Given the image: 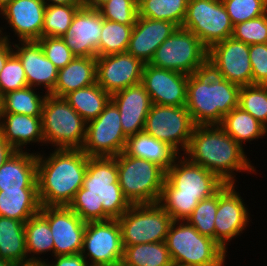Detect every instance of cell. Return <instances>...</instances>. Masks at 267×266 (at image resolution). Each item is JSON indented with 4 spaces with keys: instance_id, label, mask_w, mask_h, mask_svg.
I'll list each match as a JSON object with an SVG mask.
<instances>
[{
    "instance_id": "6da1fadb",
    "label": "cell",
    "mask_w": 267,
    "mask_h": 266,
    "mask_svg": "<svg viewBox=\"0 0 267 266\" xmlns=\"http://www.w3.org/2000/svg\"><path fill=\"white\" fill-rule=\"evenodd\" d=\"M130 206L118 182L115 157H89L83 186L68 207L89 222L119 219Z\"/></svg>"
},
{
    "instance_id": "b9f144b4",
    "label": "cell",
    "mask_w": 267,
    "mask_h": 266,
    "mask_svg": "<svg viewBox=\"0 0 267 266\" xmlns=\"http://www.w3.org/2000/svg\"><path fill=\"white\" fill-rule=\"evenodd\" d=\"M233 25L267 12V0H222Z\"/></svg>"
},
{
    "instance_id": "83f0119b",
    "label": "cell",
    "mask_w": 267,
    "mask_h": 266,
    "mask_svg": "<svg viewBox=\"0 0 267 266\" xmlns=\"http://www.w3.org/2000/svg\"><path fill=\"white\" fill-rule=\"evenodd\" d=\"M124 152L130 156L143 158L167 170L179 156L168 144L141 132L127 139Z\"/></svg>"
},
{
    "instance_id": "f1b7e54d",
    "label": "cell",
    "mask_w": 267,
    "mask_h": 266,
    "mask_svg": "<svg viewBox=\"0 0 267 266\" xmlns=\"http://www.w3.org/2000/svg\"><path fill=\"white\" fill-rule=\"evenodd\" d=\"M38 189L0 190V216L26 222L40 211Z\"/></svg>"
},
{
    "instance_id": "7bdbcfd3",
    "label": "cell",
    "mask_w": 267,
    "mask_h": 266,
    "mask_svg": "<svg viewBox=\"0 0 267 266\" xmlns=\"http://www.w3.org/2000/svg\"><path fill=\"white\" fill-rule=\"evenodd\" d=\"M231 37L247 45L267 43V12L234 25Z\"/></svg>"
},
{
    "instance_id": "4dcf8cb0",
    "label": "cell",
    "mask_w": 267,
    "mask_h": 266,
    "mask_svg": "<svg viewBox=\"0 0 267 266\" xmlns=\"http://www.w3.org/2000/svg\"><path fill=\"white\" fill-rule=\"evenodd\" d=\"M219 126L243 148L245 142L257 141L267 135V128L239 106L225 115Z\"/></svg>"
},
{
    "instance_id": "60d3db41",
    "label": "cell",
    "mask_w": 267,
    "mask_h": 266,
    "mask_svg": "<svg viewBox=\"0 0 267 266\" xmlns=\"http://www.w3.org/2000/svg\"><path fill=\"white\" fill-rule=\"evenodd\" d=\"M98 10L103 19L135 25L138 17V0H108Z\"/></svg>"
},
{
    "instance_id": "603a6c76",
    "label": "cell",
    "mask_w": 267,
    "mask_h": 266,
    "mask_svg": "<svg viewBox=\"0 0 267 266\" xmlns=\"http://www.w3.org/2000/svg\"><path fill=\"white\" fill-rule=\"evenodd\" d=\"M111 101L120 112L121 126L127 138L143 132L152 102L142 83L115 92Z\"/></svg>"
},
{
    "instance_id": "7c38bea8",
    "label": "cell",
    "mask_w": 267,
    "mask_h": 266,
    "mask_svg": "<svg viewBox=\"0 0 267 266\" xmlns=\"http://www.w3.org/2000/svg\"><path fill=\"white\" fill-rule=\"evenodd\" d=\"M195 126L186 106L152 104L143 132L168 144L179 155H183Z\"/></svg>"
},
{
    "instance_id": "52a82bcc",
    "label": "cell",
    "mask_w": 267,
    "mask_h": 266,
    "mask_svg": "<svg viewBox=\"0 0 267 266\" xmlns=\"http://www.w3.org/2000/svg\"><path fill=\"white\" fill-rule=\"evenodd\" d=\"M115 159L119 185L131 205L159 202L166 179V170L162 166L124 151Z\"/></svg>"
},
{
    "instance_id": "f546056e",
    "label": "cell",
    "mask_w": 267,
    "mask_h": 266,
    "mask_svg": "<svg viewBox=\"0 0 267 266\" xmlns=\"http://www.w3.org/2000/svg\"><path fill=\"white\" fill-rule=\"evenodd\" d=\"M0 259L28 263L25 222L0 216Z\"/></svg>"
},
{
    "instance_id": "7dc6e473",
    "label": "cell",
    "mask_w": 267,
    "mask_h": 266,
    "mask_svg": "<svg viewBox=\"0 0 267 266\" xmlns=\"http://www.w3.org/2000/svg\"><path fill=\"white\" fill-rule=\"evenodd\" d=\"M53 258L54 261L51 260L50 262L48 261V258L45 259V266H88L86 259L81 253L54 256Z\"/></svg>"
},
{
    "instance_id": "1f68e13d",
    "label": "cell",
    "mask_w": 267,
    "mask_h": 266,
    "mask_svg": "<svg viewBox=\"0 0 267 266\" xmlns=\"http://www.w3.org/2000/svg\"><path fill=\"white\" fill-rule=\"evenodd\" d=\"M25 240L28 262H45L40 256L47 252L54 256L53 235L48 221L40 213L25 222Z\"/></svg>"
},
{
    "instance_id": "30bf717a",
    "label": "cell",
    "mask_w": 267,
    "mask_h": 266,
    "mask_svg": "<svg viewBox=\"0 0 267 266\" xmlns=\"http://www.w3.org/2000/svg\"><path fill=\"white\" fill-rule=\"evenodd\" d=\"M117 221L124 248L142 243L165 242L173 220L157 202L133 204Z\"/></svg>"
},
{
    "instance_id": "277c9868",
    "label": "cell",
    "mask_w": 267,
    "mask_h": 266,
    "mask_svg": "<svg viewBox=\"0 0 267 266\" xmlns=\"http://www.w3.org/2000/svg\"><path fill=\"white\" fill-rule=\"evenodd\" d=\"M51 150L48 156L37 152L39 202L41 206H69L83 186L89 157L81 149Z\"/></svg>"
},
{
    "instance_id": "7402d4cb",
    "label": "cell",
    "mask_w": 267,
    "mask_h": 266,
    "mask_svg": "<svg viewBox=\"0 0 267 266\" xmlns=\"http://www.w3.org/2000/svg\"><path fill=\"white\" fill-rule=\"evenodd\" d=\"M13 41V52L22 62L29 87L50 94L56 85L58 68L44 55L37 41ZM42 87V88H41Z\"/></svg>"
},
{
    "instance_id": "8d00e7d4",
    "label": "cell",
    "mask_w": 267,
    "mask_h": 266,
    "mask_svg": "<svg viewBox=\"0 0 267 266\" xmlns=\"http://www.w3.org/2000/svg\"><path fill=\"white\" fill-rule=\"evenodd\" d=\"M133 27L103 19L98 57L127 52Z\"/></svg>"
},
{
    "instance_id": "f907efd6",
    "label": "cell",
    "mask_w": 267,
    "mask_h": 266,
    "mask_svg": "<svg viewBox=\"0 0 267 266\" xmlns=\"http://www.w3.org/2000/svg\"><path fill=\"white\" fill-rule=\"evenodd\" d=\"M45 5H82L80 0H43Z\"/></svg>"
},
{
    "instance_id": "ee69618b",
    "label": "cell",
    "mask_w": 267,
    "mask_h": 266,
    "mask_svg": "<svg viewBox=\"0 0 267 266\" xmlns=\"http://www.w3.org/2000/svg\"><path fill=\"white\" fill-rule=\"evenodd\" d=\"M26 86L28 84L22 62L13 52L0 72V92L5 95Z\"/></svg>"
},
{
    "instance_id": "816d5d0a",
    "label": "cell",
    "mask_w": 267,
    "mask_h": 266,
    "mask_svg": "<svg viewBox=\"0 0 267 266\" xmlns=\"http://www.w3.org/2000/svg\"><path fill=\"white\" fill-rule=\"evenodd\" d=\"M82 6L91 8V9H99L104 3L108 0H80Z\"/></svg>"
},
{
    "instance_id": "2e32d148",
    "label": "cell",
    "mask_w": 267,
    "mask_h": 266,
    "mask_svg": "<svg viewBox=\"0 0 267 266\" xmlns=\"http://www.w3.org/2000/svg\"><path fill=\"white\" fill-rule=\"evenodd\" d=\"M236 186L238 185L225 184L218 191V209L214 220L215 241L226 252L232 239L241 236L251 221L248 205L245 204L239 191L237 192Z\"/></svg>"
},
{
    "instance_id": "ffe728a7",
    "label": "cell",
    "mask_w": 267,
    "mask_h": 266,
    "mask_svg": "<svg viewBox=\"0 0 267 266\" xmlns=\"http://www.w3.org/2000/svg\"><path fill=\"white\" fill-rule=\"evenodd\" d=\"M102 27L99 10L82 6L62 39L75 56L96 58Z\"/></svg>"
},
{
    "instance_id": "8fae6325",
    "label": "cell",
    "mask_w": 267,
    "mask_h": 266,
    "mask_svg": "<svg viewBox=\"0 0 267 266\" xmlns=\"http://www.w3.org/2000/svg\"><path fill=\"white\" fill-rule=\"evenodd\" d=\"M233 26L222 0H188L182 28L191 31L207 49L230 38Z\"/></svg>"
},
{
    "instance_id": "e575fe53",
    "label": "cell",
    "mask_w": 267,
    "mask_h": 266,
    "mask_svg": "<svg viewBox=\"0 0 267 266\" xmlns=\"http://www.w3.org/2000/svg\"><path fill=\"white\" fill-rule=\"evenodd\" d=\"M36 88H24L8 92L4 95L3 113L25 114L27 116L41 117L47 93L40 95Z\"/></svg>"
},
{
    "instance_id": "836d02e7",
    "label": "cell",
    "mask_w": 267,
    "mask_h": 266,
    "mask_svg": "<svg viewBox=\"0 0 267 266\" xmlns=\"http://www.w3.org/2000/svg\"><path fill=\"white\" fill-rule=\"evenodd\" d=\"M121 264L124 266H172L165 242L125 246Z\"/></svg>"
},
{
    "instance_id": "4316f807",
    "label": "cell",
    "mask_w": 267,
    "mask_h": 266,
    "mask_svg": "<svg viewBox=\"0 0 267 266\" xmlns=\"http://www.w3.org/2000/svg\"><path fill=\"white\" fill-rule=\"evenodd\" d=\"M96 82V58L76 56L58 70L56 85L50 94L64 97L71 91L88 87Z\"/></svg>"
},
{
    "instance_id": "bcb514c9",
    "label": "cell",
    "mask_w": 267,
    "mask_h": 266,
    "mask_svg": "<svg viewBox=\"0 0 267 266\" xmlns=\"http://www.w3.org/2000/svg\"><path fill=\"white\" fill-rule=\"evenodd\" d=\"M253 84L267 85V43L249 45Z\"/></svg>"
},
{
    "instance_id": "cb8c5ba5",
    "label": "cell",
    "mask_w": 267,
    "mask_h": 266,
    "mask_svg": "<svg viewBox=\"0 0 267 266\" xmlns=\"http://www.w3.org/2000/svg\"><path fill=\"white\" fill-rule=\"evenodd\" d=\"M178 28L173 22L137 17L127 52L148 64L157 48Z\"/></svg>"
},
{
    "instance_id": "f6af8a7d",
    "label": "cell",
    "mask_w": 267,
    "mask_h": 266,
    "mask_svg": "<svg viewBox=\"0 0 267 266\" xmlns=\"http://www.w3.org/2000/svg\"><path fill=\"white\" fill-rule=\"evenodd\" d=\"M37 42L44 55L58 69L65 67L76 57L61 37H41Z\"/></svg>"
},
{
    "instance_id": "d4e9b609",
    "label": "cell",
    "mask_w": 267,
    "mask_h": 266,
    "mask_svg": "<svg viewBox=\"0 0 267 266\" xmlns=\"http://www.w3.org/2000/svg\"><path fill=\"white\" fill-rule=\"evenodd\" d=\"M0 134L16 151H28L26 145L32 143L45 146L41 117L3 113L0 119Z\"/></svg>"
},
{
    "instance_id": "f5cc1de1",
    "label": "cell",
    "mask_w": 267,
    "mask_h": 266,
    "mask_svg": "<svg viewBox=\"0 0 267 266\" xmlns=\"http://www.w3.org/2000/svg\"><path fill=\"white\" fill-rule=\"evenodd\" d=\"M16 266H45L44 262H28L24 264H16Z\"/></svg>"
},
{
    "instance_id": "44dd1931",
    "label": "cell",
    "mask_w": 267,
    "mask_h": 266,
    "mask_svg": "<svg viewBox=\"0 0 267 266\" xmlns=\"http://www.w3.org/2000/svg\"><path fill=\"white\" fill-rule=\"evenodd\" d=\"M45 2L43 0H13L0 10L19 41H38L42 37Z\"/></svg>"
},
{
    "instance_id": "e0dca14e",
    "label": "cell",
    "mask_w": 267,
    "mask_h": 266,
    "mask_svg": "<svg viewBox=\"0 0 267 266\" xmlns=\"http://www.w3.org/2000/svg\"><path fill=\"white\" fill-rule=\"evenodd\" d=\"M54 240V256L81 253L86 222L68 206H41Z\"/></svg>"
},
{
    "instance_id": "5b68a950",
    "label": "cell",
    "mask_w": 267,
    "mask_h": 266,
    "mask_svg": "<svg viewBox=\"0 0 267 266\" xmlns=\"http://www.w3.org/2000/svg\"><path fill=\"white\" fill-rule=\"evenodd\" d=\"M240 86L205 68L188 75L186 108L195 125H219L238 107Z\"/></svg>"
},
{
    "instance_id": "484cf974",
    "label": "cell",
    "mask_w": 267,
    "mask_h": 266,
    "mask_svg": "<svg viewBox=\"0 0 267 266\" xmlns=\"http://www.w3.org/2000/svg\"><path fill=\"white\" fill-rule=\"evenodd\" d=\"M15 151L0 167V190L37 189V152Z\"/></svg>"
},
{
    "instance_id": "8992f818",
    "label": "cell",
    "mask_w": 267,
    "mask_h": 266,
    "mask_svg": "<svg viewBox=\"0 0 267 266\" xmlns=\"http://www.w3.org/2000/svg\"><path fill=\"white\" fill-rule=\"evenodd\" d=\"M173 265L225 266L226 252L213 238L200 234L186 220H173L165 239Z\"/></svg>"
},
{
    "instance_id": "9c48e42d",
    "label": "cell",
    "mask_w": 267,
    "mask_h": 266,
    "mask_svg": "<svg viewBox=\"0 0 267 266\" xmlns=\"http://www.w3.org/2000/svg\"><path fill=\"white\" fill-rule=\"evenodd\" d=\"M208 49L191 31L178 27L155 51L148 64L183 74L207 68Z\"/></svg>"
},
{
    "instance_id": "c3c4849f",
    "label": "cell",
    "mask_w": 267,
    "mask_h": 266,
    "mask_svg": "<svg viewBox=\"0 0 267 266\" xmlns=\"http://www.w3.org/2000/svg\"><path fill=\"white\" fill-rule=\"evenodd\" d=\"M5 28L0 27V72L5 66L9 56L13 53V42H11L10 33L3 32Z\"/></svg>"
},
{
    "instance_id": "db71d44e",
    "label": "cell",
    "mask_w": 267,
    "mask_h": 266,
    "mask_svg": "<svg viewBox=\"0 0 267 266\" xmlns=\"http://www.w3.org/2000/svg\"><path fill=\"white\" fill-rule=\"evenodd\" d=\"M0 266H16V263L0 259Z\"/></svg>"
},
{
    "instance_id": "11a10c76",
    "label": "cell",
    "mask_w": 267,
    "mask_h": 266,
    "mask_svg": "<svg viewBox=\"0 0 267 266\" xmlns=\"http://www.w3.org/2000/svg\"><path fill=\"white\" fill-rule=\"evenodd\" d=\"M3 100H4V95L0 92V119L3 114Z\"/></svg>"
},
{
    "instance_id": "7a4b0ae2",
    "label": "cell",
    "mask_w": 267,
    "mask_h": 266,
    "mask_svg": "<svg viewBox=\"0 0 267 266\" xmlns=\"http://www.w3.org/2000/svg\"><path fill=\"white\" fill-rule=\"evenodd\" d=\"M244 149L219 125H196L183 155L216 174L224 183L236 184L238 172L257 175L258 171Z\"/></svg>"
},
{
    "instance_id": "ba28073f",
    "label": "cell",
    "mask_w": 267,
    "mask_h": 266,
    "mask_svg": "<svg viewBox=\"0 0 267 266\" xmlns=\"http://www.w3.org/2000/svg\"><path fill=\"white\" fill-rule=\"evenodd\" d=\"M41 123L45 146L54 149H81L87 122L63 97L48 94L42 109Z\"/></svg>"
},
{
    "instance_id": "5bb4252c",
    "label": "cell",
    "mask_w": 267,
    "mask_h": 266,
    "mask_svg": "<svg viewBox=\"0 0 267 266\" xmlns=\"http://www.w3.org/2000/svg\"><path fill=\"white\" fill-rule=\"evenodd\" d=\"M123 250L117 219L86 222L81 255L88 266H116L123 259Z\"/></svg>"
},
{
    "instance_id": "4fadbf2b",
    "label": "cell",
    "mask_w": 267,
    "mask_h": 266,
    "mask_svg": "<svg viewBox=\"0 0 267 266\" xmlns=\"http://www.w3.org/2000/svg\"><path fill=\"white\" fill-rule=\"evenodd\" d=\"M117 106L110 100L97 118L86 125L81 150L88 157H115L125 150L127 143Z\"/></svg>"
},
{
    "instance_id": "f35d334b",
    "label": "cell",
    "mask_w": 267,
    "mask_h": 266,
    "mask_svg": "<svg viewBox=\"0 0 267 266\" xmlns=\"http://www.w3.org/2000/svg\"><path fill=\"white\" fill-rule=\"evenodd\" d=\"M238 106L267 128V85L241 86Z\"/></svg>"
},
{
    "instance_id": "d6986e66",
    "label": "cell",
    "mask_w": 267,
    "mask_h": 266,
    "mask_svg": "<svg viewBox=\"0 0 267 266\" xmlns=\"http://www.w3.org/2000/svg\"><path fill=\"white\" fill-rule=\"evenodd\" d=\"M141 83L152 104L186 106L188 74L145 64Z\"/></svg>"
},
{
    "instance_id": "3957f363",
    "label": "cell",
    "mask_w": 267,
    "mask_h": 266,
    "mask_svg": "<svg viewBox=\"0 0 267 266\" xmlns=\"http://www.w3.org/2000/svg\"><path fill=\"white\" fill-rule=\"evenodd\" d=\"M225 184L216 174L179 155L166 170L158 203L172 220H186L201 200L213 196Z\"/></svg>"
},
{
    "instance_id": "9f6ffc18",
    "label": "cell",
    "mask_w": 267,
    "mask_h": 266,
    "mask_svg": "<svg viewBox=\"0 0 267 266\" xmlns=\"http://www.w3.org/2000/svg\"><path fill=\"white\" fill-rule=\"evenodd\" d=\"M13 0H0V10Z\"/></svg>"
},
{
    "instance_id": "d6a6232c",
    "label": "cell",
    "mask_w": 267,
    "mask_h": 266,
    "mask_svg": "<svg viewBox=\"0 0 267 266\" xmlns=\"http://www.w3.org/2000/svg\"><path fill=\"white\" fill-rule=\"evenodd\" d=\"M63 98L86 122H89L104 110L111 100V95L96 82L88 87L71 91Z\"/></svg>"
},
{
    "instance_id": "681fc988",
    "label": "cell",
    "mask_w": 267,
    "mask_h": 266,
    "mask_svg": "<svg viewBox=\"0 0 267 266\" xmlns=\"http://www.w3.org/2000/svg\"><path fill=\"white\" fill-rule=\"evenodd\" d=\"M16 150L0 134V167Z\"/></svg>"
},
{
    "instance_id": "ab89813d",
    "label": "cell",
    "mask_w": 267,
    "mask_h": 266,
    "mask_svg": "<svg viewBox=\"0 0 267 266\" xmlns=\"http://www.w3.org/2000/svg\"><path fill=\"white\" fill-rule=\"evenodd\" d=\"M218 209V192L201 200L186 221L200 234L215 240V216Z\"/></svg>"
},
{
    "instance_id": "74e56055",
    "label": "cell",
    "mask_w": 267,
    "mask_h": 266,
    "mask_svg": "<svg viewBox=\"0 0 267 266\" xmlns=\"http://www.w3.org/2000/svg\"><path fill=\"white\" fill-rule=\"evenodd\" d=\"M82 5H46L42 37H63Z\"/></svg>"
},
{
    "instance_id": "ac0fdd59",
    "label": "cell",
    "mask_w": 267,
    "mask_h": 266,
    "mask_svg": "<svg viewBox=\"0 0 267 266\" xmlns=\"http://www.w3.org/2000/svg\"><path fill=\"white\" fill-rule=\"evenodd\" d=\"M144 65L128 52L96 57L97 84L112 95L141 83Z\"/></svg>"
},
{
    "instance_id": "9a60e30c",
    "label": "cell",
    "mask_w": 267,
    "mask_h": 266,
    "mask_svg": "<svg viewBox=\"0 0 267 266\" xmlns=\"http://www.w3.org/2000/svg\"><path fill=\"white\" fill-rule=\"evenodd\" d=\"M207 68L240 87L253 84L249 45L232 37L208 49Z\"/></svg>"
},
{
    "instance_id": "d590c367",
    "label": "cell",
    "mask_w": 267,
    "mask_h": 266,
    "mask_svg": "<svg viewBox=\"0 0 267 266\" xmlns=\"http://www.w3.org/2000/svg\"><path fill=\"white\" fill-rule=\"evenodd\" d=\"M188 0H138V16L173 22L182 27Z\"/></svg>"
}]
</instances>
